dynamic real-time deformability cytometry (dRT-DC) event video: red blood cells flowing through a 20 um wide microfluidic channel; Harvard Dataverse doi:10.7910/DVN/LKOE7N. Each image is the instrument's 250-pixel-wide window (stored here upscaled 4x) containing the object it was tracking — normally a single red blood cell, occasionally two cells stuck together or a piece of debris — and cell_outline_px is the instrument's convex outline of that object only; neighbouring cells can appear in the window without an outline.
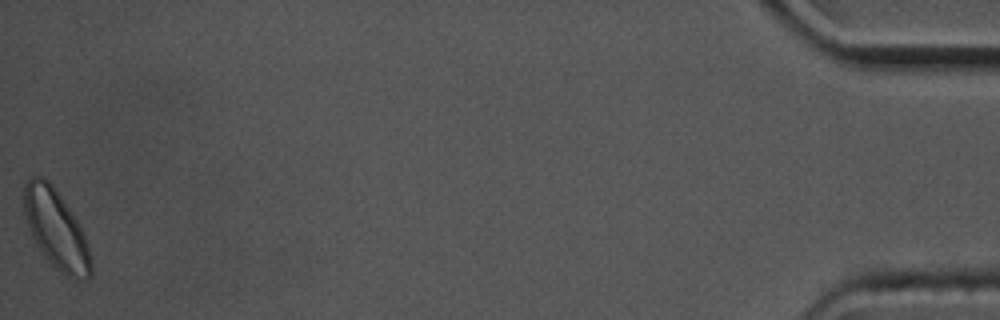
{"species": "common noctule bat (a hibernating species)", "species_latin": "Nyctalus noctula", "temperature_condition": "cold", "stored_images_in_passage": 44, "camera_frame_rate_fps": 3000, "um_per_image_px": 0.085, "animal": {"sex": "male", "body_mass_g": 17.5, "forearm_length_mm": 52.3}, "frame": {"image": 1, "passage_image": 44, "time_ms": 14.333, "image_size_px": [1000, 320], "cell_outline_px": [[92, 272], [88, 280], [84, 280], [68, 276], [56, 268], [44, 256], [36, 244], [28, 228], [24, 212], [24, 184], [32, 176], [40, 176], [48, 180], [56, 188], [80, 224], [84, 232], [88, 244], [92, 264]], "centroid_in_image_um": [4.78, 19.47], "position_along_channel_um": 430.4, "area_um2": 30.92}, "authors_computed_cell_mechanics": {"area_um2": 21.2993, "velocity_mm_per_s": 3.458, "shape_relaxation_time_tau1_ms": 1.8389, "shape_relaxation_time_tau2_ms": null, "deformation_change_tau1": 0.0549, "deformation_change_tau2": null}}